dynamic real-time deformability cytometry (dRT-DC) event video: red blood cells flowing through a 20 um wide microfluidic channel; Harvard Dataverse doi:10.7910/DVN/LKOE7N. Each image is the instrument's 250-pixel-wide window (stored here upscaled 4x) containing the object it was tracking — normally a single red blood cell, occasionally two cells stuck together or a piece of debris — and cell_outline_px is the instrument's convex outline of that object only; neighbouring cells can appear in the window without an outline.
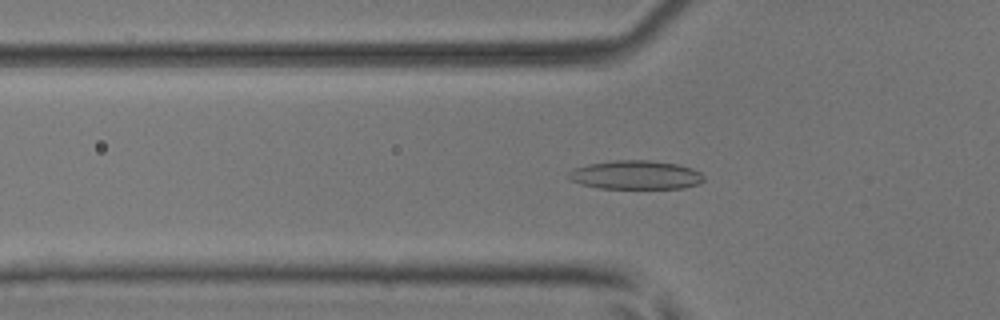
{"species": "common noctule bat (a hibernating species)", "species_latin": "Nyctalus noctula", "temperature_condition": "room temperature", "stored_images_in_passage": 53, "camera_frame_rate_fps": 3000, "um_per_image_px": 0.085, "animal": {"sex": "male", "body_mass_g": 17.9, "forearm_length_mm": 54.2}, "frame": {"image": 1, "passage_image": 18, "time_ms": 5.667, "image_size_px": [1000, 320], "cell_outline_px": [[704, 180], [700, 184], [684, 188], [600, 188], [580, 184], [572, 180], [568, 176], [568, 172], [572, 168], [588, 164], [616, 160], [648, 160], [676, 164], [692, 168], [700, 172], [704, 176]], "centroid_in_image_um": [54.04, 14.87], "position_along_channel_um": 71.8, "area_um2": 22.72}}
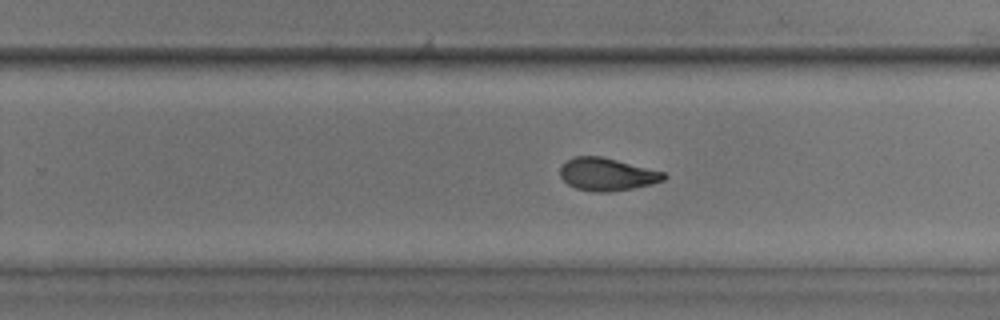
{"frame": {"image": 2, "passage_image": 34, "time_ms": 11.0, "image_size_px": [1000, 320], "cell_outline_px": [[668, 176], [664, 180], [652, 184], [632, 188], [608, 192], [596, 192], [576, 188], [568, 184], [560, 176], [560, 168], [564, 160], [576, 156], [600, 156], [664, 172]], "centroid_in_image_um": [51.57, 14.81], "position_along_channel_um": 278.2, "area_um2": 19.65}}
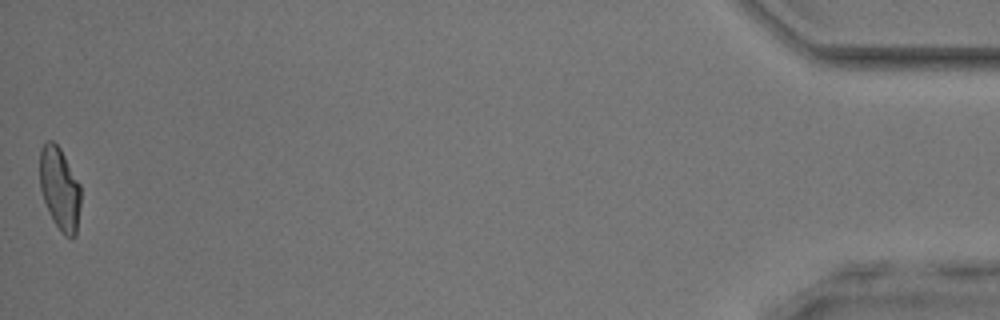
{"frame": {"image": 3, "passage_image": 53, "time_ms": 17.333, "image_size_px": [1000, 320], "cell_outline_px": [[80, 204], [76, 236], [64, 236], [60, 232], [52, 220], [48, 212], [40, 188], [40, 148], [48, 140], [52, 140], [60, 148], [80, 184]], "centroid_in_image_um": [5.07, 16.05], "position_along_channel_um": 430.1, "area_um2": 19.77}, "authors_computed_cell_mechanics": {"area_um2": 20.5768, "velocity_mm_per_s": 3.8765, "shape_relaxation_time_tau1_ms": 6.5573, "shape_relaxation_time_tau2_ms": 3.0135, "deformation_change_tau1": 0.1865, "deformation_change_tau2": 0.089}}